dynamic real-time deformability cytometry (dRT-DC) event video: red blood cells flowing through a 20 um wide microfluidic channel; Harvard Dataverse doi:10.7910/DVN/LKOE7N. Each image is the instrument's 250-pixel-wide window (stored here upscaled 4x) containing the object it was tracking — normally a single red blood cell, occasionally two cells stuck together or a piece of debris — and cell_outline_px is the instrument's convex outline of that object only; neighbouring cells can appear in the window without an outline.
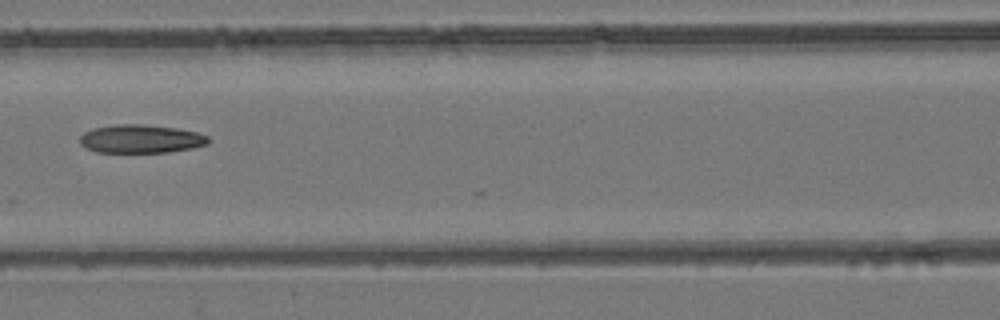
{"species": "common noctule bat (a hibernating species)", "species_latin": "Nyctalus noctula", "temperature_condition": "room temperature", "stored_images_in_passage": 6, "camera_frame_rate_fps": 3000, "um_per_image_px": 0.085, "animal": {"sex": "female", "body_mass_g": 24.6, "forearm_length_mm": 56.2}, "frame": {"image": 1, "passage_image": 6, "time_ms": 5.667, "image_size_px": [1000, 320], "cell_outline_px": [[212, 140], [208, 144], [192, 148], [168, 152], [96, 152], [84, 148], [80, 144], [80, 136], [84, 132], [92, 128], [116, 124], [144, 124], [176, 128], [196, 132], [208, 136]], "centroid_in_image_um": [11.96, 11.8], "position_along_channel_um": 154.6, "area_um2": 21.44}}